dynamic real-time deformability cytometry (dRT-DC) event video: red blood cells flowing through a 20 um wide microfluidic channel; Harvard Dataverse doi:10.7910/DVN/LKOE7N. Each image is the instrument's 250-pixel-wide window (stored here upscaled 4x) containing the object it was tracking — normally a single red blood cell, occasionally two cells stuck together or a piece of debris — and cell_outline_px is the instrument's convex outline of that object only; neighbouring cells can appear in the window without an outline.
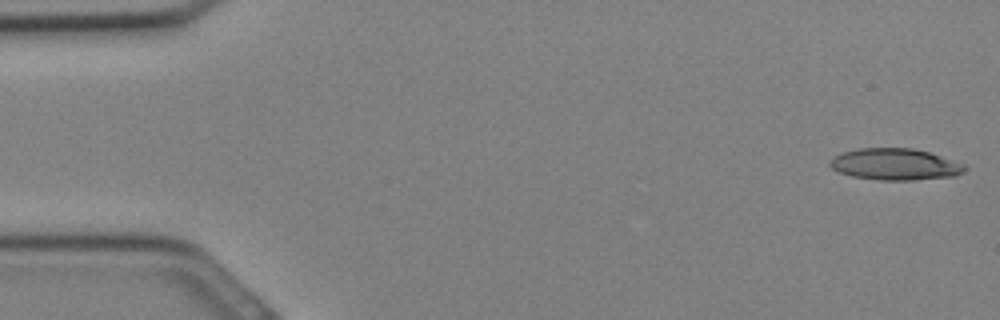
{"species": "Egyptian fruit bat (a non-hibernating species)", "species_latin": "Rousettus aegyptiacus", "temperature_condition": "cold", "stored_images_in_passage": 19, "camera_frame_rate_fps": 3000, "um_per_image_px": 0.085, "animal": {"sex": "female"}, "frame": {"image": 1, "passage_image": 1, "time_ms": 0.0, "image_size_px": [1000, 320], "cell_outline_px": [[968, 168], [964, 172], [956, 176], [916, 180], [880, 180], [852, 176], [840, 172], [832, 168], [828, 164], [836, 156], [844, 152], [856, 148], [912, 148], [928, 152], [964, 164]], "centroid_in_image_um": [76.12, 13.97], "position_along_channel_um": 8.9, "area_um2": 24.68}}
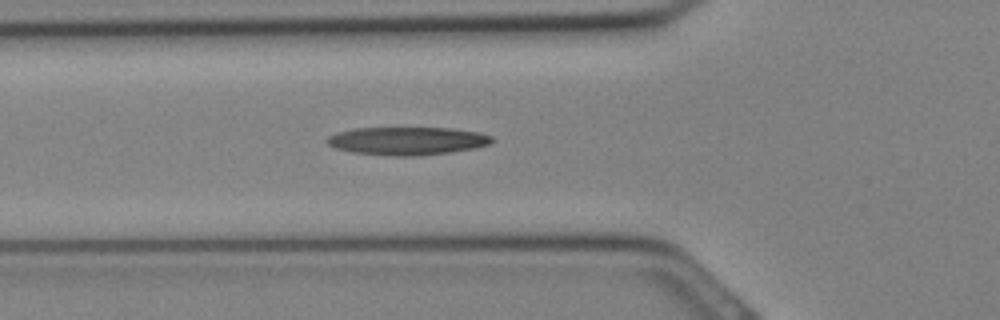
{"frame": {"image": 2, "passage_image": 11, "time_ms": 3.333, "image_size_px": [1000, 320], "cell_outline_px": [[492, 140], [488, 144], [472, 148], [448, 152], [416, 156], [396, 156], [352, 152], [336, 148], [328, 144], [324, 140], [328, 136], [336, 132], [356, 128], [452, 128], [480, 132], [492, 136]], "centroid_in_image_um": [34.57, 11.96], "position_along_channel_um": 91.2, "area_um2": 26.76}}
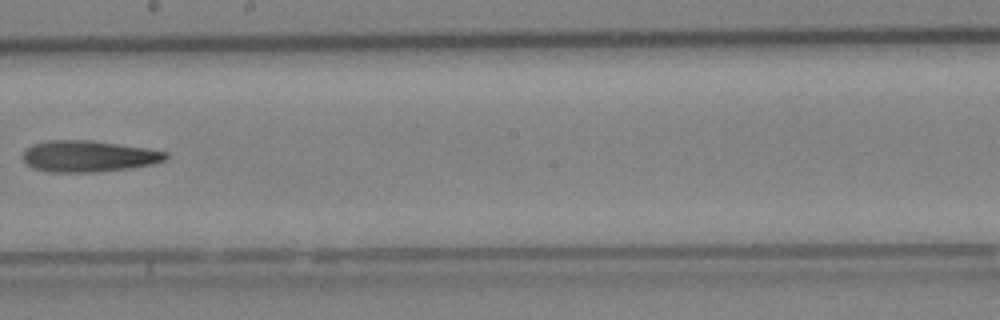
{"frame": {"image": 3, "passage_image": 18, "time_ms": 5.667, "image_size_px": [1000, 320], "cell_outline_px": [[168, 156], [164, 160], [152, 164], [128, 168], [96, 172], [48, 172], [32, 168], [24, 160], [24, 152], [28, 148], [36, 144], [52, 140], [88, 140], [148, 148], [168, 152]], "centroid_in_image_um": [7.55, 13.29], "position_along_channel_um": 240.6, "area_um2": 25.78}}